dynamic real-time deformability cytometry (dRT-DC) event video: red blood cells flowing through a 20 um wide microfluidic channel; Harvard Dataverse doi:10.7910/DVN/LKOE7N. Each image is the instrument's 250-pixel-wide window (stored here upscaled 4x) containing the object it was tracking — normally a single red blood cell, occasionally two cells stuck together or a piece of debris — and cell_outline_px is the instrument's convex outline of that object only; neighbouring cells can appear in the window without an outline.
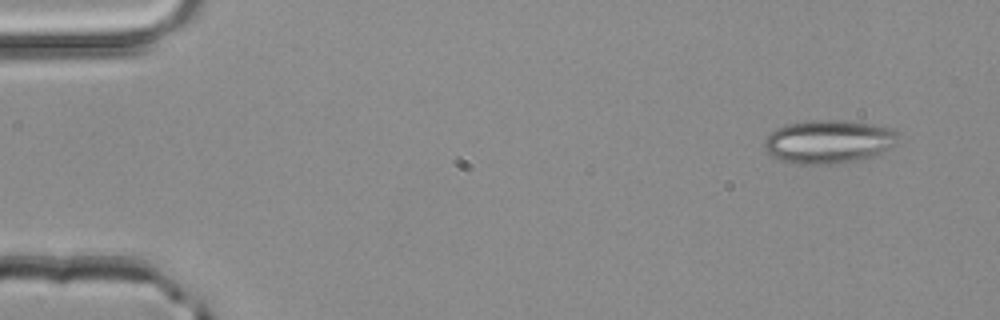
{"species": "common noctule bat (a hibernating species)", "species_latin": "Nyctalus noctula", "temperature_condition": "room temperature", "stored_images_in_passage": 3, "camera_frame_rate_fps": 3000, "um_per_image_px": 0.085, "animal": {"sex": "male", "body_mass_g": 20.4}, "frame": {"image": 1, "passage_image": 1, "time_ms": 0.0, "image_size_px": [1000, 320], "cell_outline_px": [[896, 144], [892, 148], [880, 156], [860, 160], [836, 164], [800, 164], [780, 160], [772, 156], [764, 148], [764, 140], [776, 128], [788, 124], [804, 120], [844, 120], [872, 124], [892, 128], [896, 132]], "centroid_in_image_um": [70.47, 12.05], "position_along_channel_um": 14.5, "area_um2": 34.33}}